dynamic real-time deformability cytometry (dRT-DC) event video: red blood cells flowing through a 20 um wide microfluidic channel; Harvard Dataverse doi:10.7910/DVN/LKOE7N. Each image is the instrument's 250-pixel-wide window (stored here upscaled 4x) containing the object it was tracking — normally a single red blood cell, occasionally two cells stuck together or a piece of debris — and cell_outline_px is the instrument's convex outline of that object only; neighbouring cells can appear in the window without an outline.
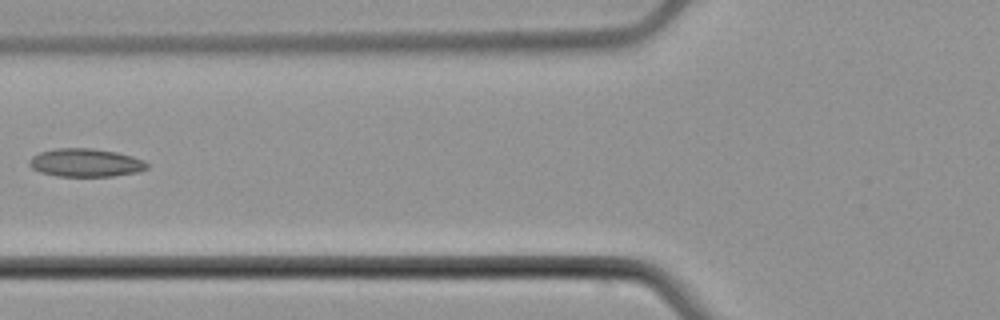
{"species": "common noctule bat (a hibernating species)", "species_latin": "Nyctalus noctula", "temperature_condition": "cold", "stored_images_in_passage": 4, "camera_frame_rate_fps": 3000, "um_per_image_px": 0.085, "animal": {"sex": "male", "body_mass_g": 21.5, "forearm_length_mm": 52.0}, "frame": {"image": 1, "passage_image": 3, "time_ms": 2.667, "image_size_px": [1000, 320], "cell_outline_px": [[148, 168], [140, 172], [112, 176], [56, 176], [40, 172], [32, 168], [28, 164], [28, 160], [32, 156], [40, 152], [56, 148], [92, 148], [116, 152], [132, 156], [144, 160], [148, 164]], "centroid_in_image_um": [7.28, 13.83], "position_along_channel_um": 118.5, "area_um2": 19.48}}
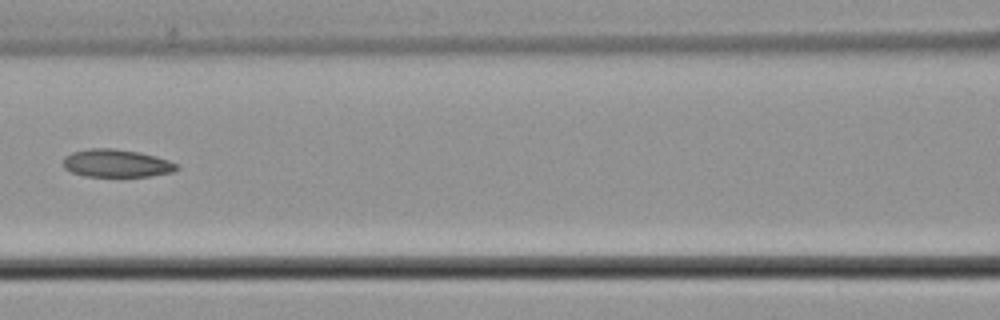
{"frame": {"image": 2, "passage_image": 4, "time_ms": 3.667, "image_size_px": [1000, 320], "cell_outline_px": [[180, 168], [172, 172], [148, 176], [84, 176], [72, 172], [64, 168], [64, 156], [72, 152], [88, 148], [112, 148], [140, 152], [156, 156], [180, 164]], "centroid_in_image_um": [9.92, 13.87], "position_along_channel_um": 156.7, "area_um2": 18.5}}